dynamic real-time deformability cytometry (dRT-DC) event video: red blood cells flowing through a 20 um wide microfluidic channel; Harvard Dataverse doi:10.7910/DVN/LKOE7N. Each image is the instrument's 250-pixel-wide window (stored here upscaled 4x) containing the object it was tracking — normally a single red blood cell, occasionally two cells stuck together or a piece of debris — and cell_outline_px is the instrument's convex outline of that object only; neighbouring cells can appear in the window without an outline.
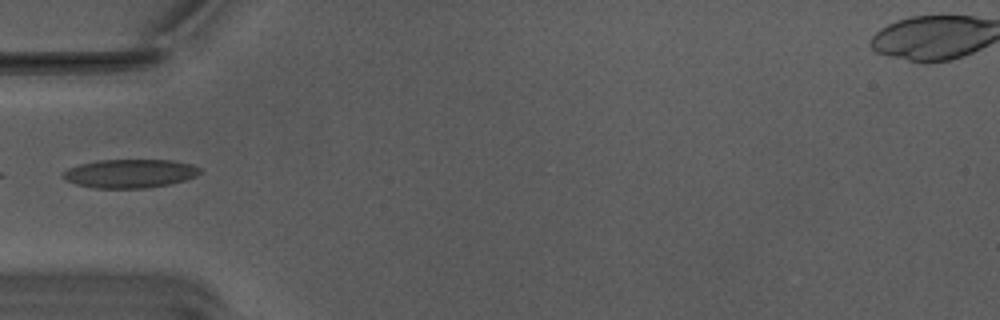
{"species": "Egyptian fruit bat (a non-hibernating species)", "species_latin": "Rousettus aegyptiacus", "temperature_condition": "warm", "stored_images_in_passage": 27, "camera_frame_rate_fps": 3000, "um_per_image_px": 0.085, "animal": {"sex": "male"}, "frame": {"image": 1, "passage_image": 9, "time_ms": 2.667, "image_size_px": [1000, 320], "cell_outline_px": [[200, 172], [196, 176], [184, 180], [168, 184], [144, 188], [96, 188], [76, 184], [60, 176], [68, 168], [80, 164], [100, 160], [172, 160], [192, 164], [200, 168]], "centroid_in_image_um": [11.04, 14.74], "position_along_channel_um": 74.0, "area_um2": 22.66}}
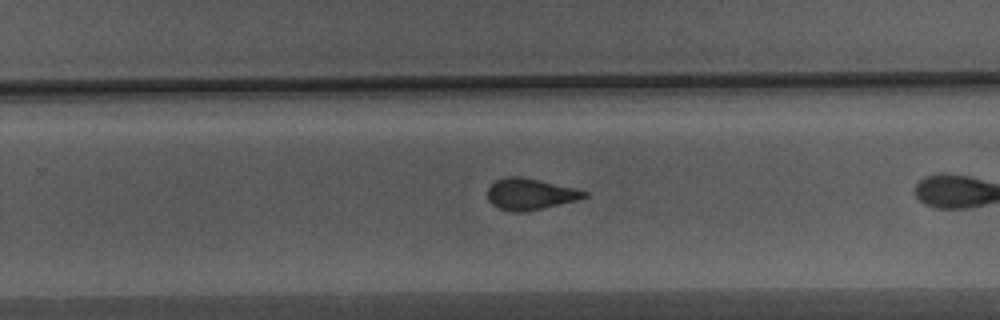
{"frame": {"image": 2, "passage_image": 20, "time_ms": 6.333, "image_size_px": [1000, 320], "cell_outline_px": [[588, 196], [576, 200], [544, 208], [524, 212], [512, 212], [496, 208], [488, 200], [488, 188], [496, 180], [508, 176], [520, 176], [576, 188], [588, 192]], "centroid_in_image_um": [45.05, 16.5], "position_along_channel_um": 284.8, "area_um2": 17.69}}
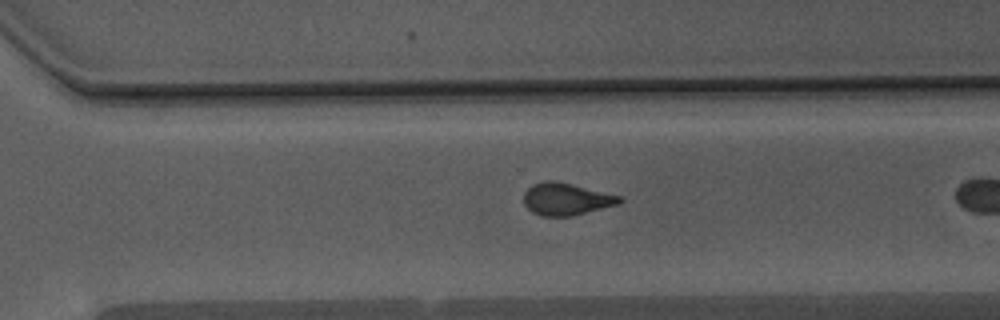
{"frame": {"image": 3, "passage_image": 23, "time_ms": 7.333, "image_size_px": [1000, 320], "cell_outline_px": [[624, 200], [620, 204], [572, 216], [540, 216], [532, 212], [524, 204], [524, 192], [532, 184], [548, 180], [556, 180], [624, 196]], "centroid_in_image_um": [48.17, 16.91], "position_along_channel_um": 322.4, "area_um2": 18.32}}